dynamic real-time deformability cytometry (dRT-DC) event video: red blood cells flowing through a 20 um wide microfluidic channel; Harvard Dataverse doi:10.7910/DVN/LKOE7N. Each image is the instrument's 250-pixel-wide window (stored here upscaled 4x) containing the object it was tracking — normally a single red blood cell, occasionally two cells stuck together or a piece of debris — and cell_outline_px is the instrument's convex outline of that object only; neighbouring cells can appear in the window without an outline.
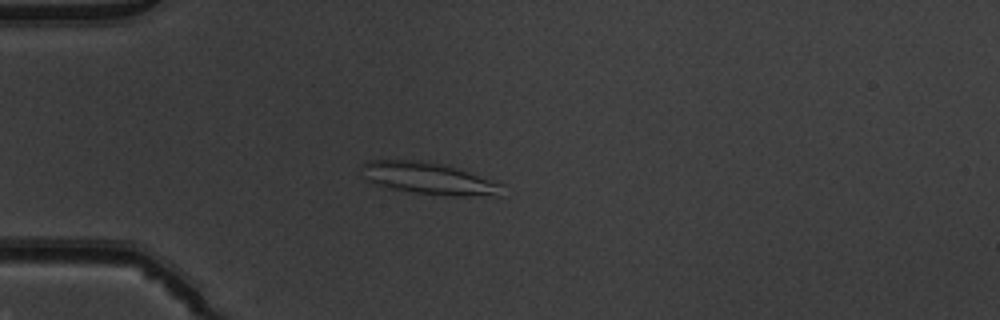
{"species": "common noctule bat (a hibernating species)", "species_latin": "Nyctalus noctula", "temperature_condition": "warm", "stored_images_in_passage": 39, "camera_frame_rate_fps": 3000, "um_per_image_px": 0.085, "animal": {"sex": "male", "body_mass_g": 19.5, "forearm_length_mm": 54.6}, "frame": {"image": 1, "passage_image": 2, "time_ms": 0.333, "image_size_px": [1000, 320], "cell_outline_px": [[504, 184], [500, 196], [452, 196], [412, 192], [384, 188], [368, 180], [364, 176], [364, 164], [368, 160], [432, 160], [448, 164]], "centroid_in_image_um": [36.51, 15.16], "position_along_channel_um": 48.5, "area_um2": 26.59}}
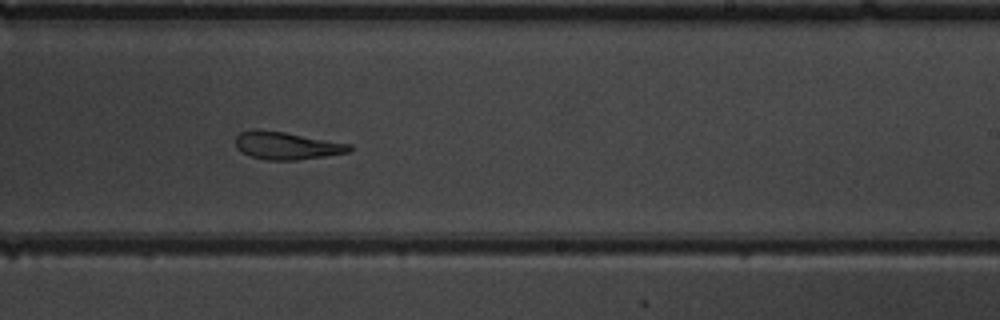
{"frame": {"image": 2, "passage_image": 20, "time_ms": 6.333, "image_size_px": [1000, 320], "cell_outline_px": [[352, 152], [296, 160], [264, 160], [248, 156], [236, 148], [236, 136], [240, 132], [284, 132], [352, 144]], "centroid_in_image_um": [24.43, 12.42], "position_along_channel_um": 264.6, "area_um2": 17.92}}
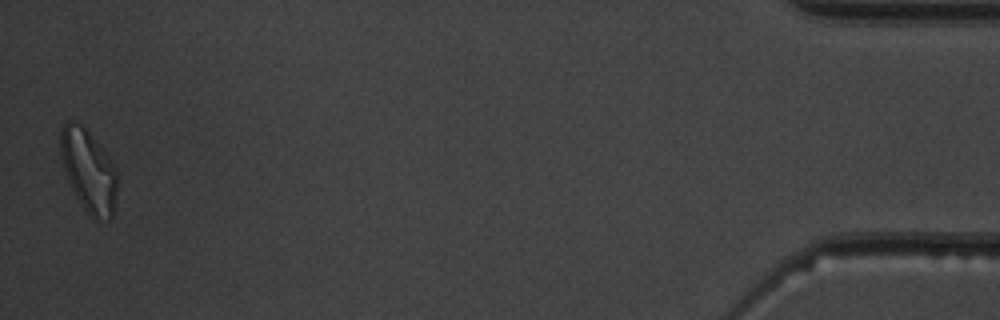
{"frame": {"image": 3, "passage_image": 39, "time_ms": 12.667, "image_size_px": [1000, 320], "cell_outline_px": [[116, 196], [112, 216], [108, 220], [96, 220], [84, 208], [76, 196], [68, 180], [60, 156], [60, 128], [68, 120], [72, 120], [84, 124], [108, 156], [116, 168]], "centroid_in_image_um": [7.51, 14.46], "position_along_channel_um": 427.7, "area_um2": 27.28}, "authors_computed_cell_mechanics": {"area_um2": 19.652, "velocity_mm_per_s": 3.9163, "shape_relaxation_time_tau1_ms": null, "shape_relaxation_time_tau2_ms": 3.6187, "deformation_change_tau1": null, "deformation_change_tau2": 0.1175}}